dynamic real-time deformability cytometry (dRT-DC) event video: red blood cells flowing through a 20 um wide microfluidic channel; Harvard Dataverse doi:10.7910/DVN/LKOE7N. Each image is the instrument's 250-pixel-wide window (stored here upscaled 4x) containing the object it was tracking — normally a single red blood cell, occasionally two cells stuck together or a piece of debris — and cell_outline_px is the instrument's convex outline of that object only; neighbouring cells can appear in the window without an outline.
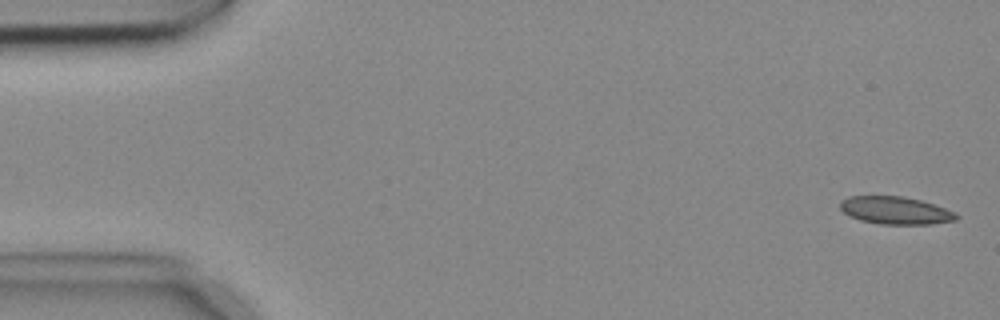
{"species": "common noctule bat (a hibernating species)", "species_latin": "Nyctalus noctula", "temperature_condition": "cold", "stored_images_in_passage": 4, "camera_frame_rate_fps": 3000, "um_per_image_px": 0.085, "animal": {"sex": "female", "body_mass_g": 18.4}, "frame": {"image": 1, "passage_image": 1, "time_ms": 0.0, "image_size_px": [1000, 320], "cell_outline_px": [[960, 216], [956, 220], [932, 224], [880, 224], [860, 220], [844, 212], [840, 208], [840, 200], [848, 196], [904, 196], [920, 200], [956, 212]], "centroid_in_image_um": [76.12, 17.88], "position_along_channel_um": 8.9, "area_um2": 18.67}}